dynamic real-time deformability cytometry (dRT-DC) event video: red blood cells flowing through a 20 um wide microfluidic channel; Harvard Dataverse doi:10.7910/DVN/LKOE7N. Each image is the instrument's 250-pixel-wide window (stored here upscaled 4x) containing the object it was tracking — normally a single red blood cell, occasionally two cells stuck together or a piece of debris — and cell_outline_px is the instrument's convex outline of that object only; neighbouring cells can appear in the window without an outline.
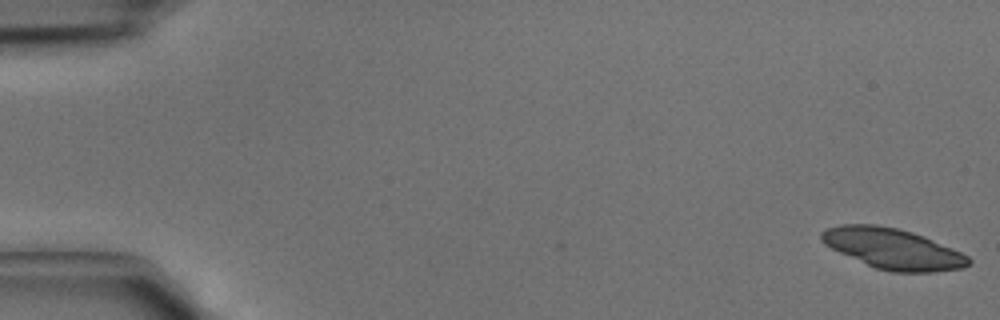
{"species": "common noctule bat (a hibernating species)", "species_latin": "Nyctalus noctula", "temperature_condition": "cold", "stored_images_in_passage": 43, "camera_frame_rate_fps": 3000, "um_per_image_px": 0.085, "animal": {"sex": "male", "body_mass_g": 15.6}, "frame": {"image": 1, "passage_image": 1, "time_ms": 0.0, "image_size_px": [1000, 320], "cell_outline_px": [[972, 264], [964, 268], [932, 272], [892, 272], [876, 268], [840, 252], [824, 244], [820, 240], [820, 232], [824, 228], [840, 224], [876, 224], [900, 228], [924, 236], [952, 248], [968, 256], [972, 260]], "centroid_in_image_um": [75.89, 21.13], "position_along_channel_um": 9.1, "area_um2": 34.91}}
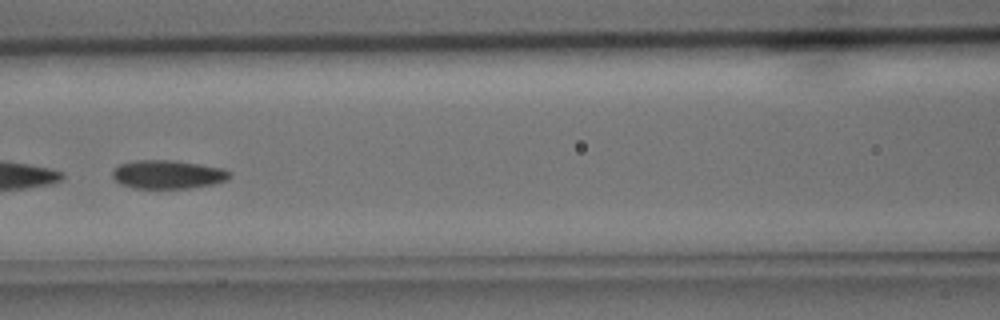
{"frame": {"image": 2, "passage_image": 20, "time_ms": 6.333, "image_size_px": [1000, 320], "cell_outline_px": [[232, 176], [228, 180], [212, 184], [188, 188], [132, 188], [120, 184], [112, 176], [112, 168], [120, 164], [136, 160], [176, 160], [224, 168], [232, 172]], "centroid_in_image_um": [14.28, 14.82], "position_along_channel_um": 152.3, "area_um2": 19.77}}